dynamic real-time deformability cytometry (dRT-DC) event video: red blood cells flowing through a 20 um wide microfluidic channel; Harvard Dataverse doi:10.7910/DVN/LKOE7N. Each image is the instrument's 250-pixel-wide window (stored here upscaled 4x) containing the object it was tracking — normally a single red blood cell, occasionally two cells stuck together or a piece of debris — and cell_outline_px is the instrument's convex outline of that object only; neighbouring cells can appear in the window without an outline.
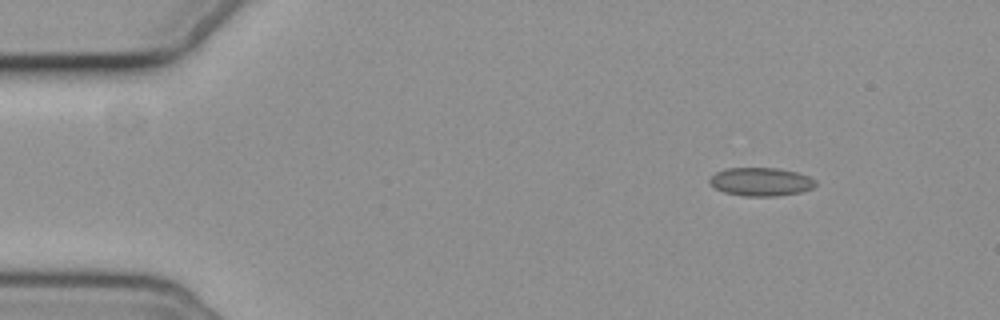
{"species": "common noctule bat (a hibernating species)", "species_latin": "Nyctalus noctula", "temperature_condition": "cold", "stored_images_in_passage": 10, "camera_frame_rate_fps": 3000, "um_per_image_px": 0.085, "animal": {"sex": "female", "body_mass_g": 19.3, "forearm_length_mm": 54.1}, "frame": {"image": 1, "passage_image": 1, "time_ms": 0.0, "image_size_px": [1000, 320], "cell_outline_px": [[816, 184], [812, 188], [804, 192], [776, 196], [744, 196], [724, 192], [716, 188], [708, 180], [716, 172], [724, 168], [780, 168], [796, 172], [808, 176], [816, 180]], "centroid_in_image_um": [64.7, 15.45], "position_along_channel_um": 20.3, "area_um2": 17.57}}
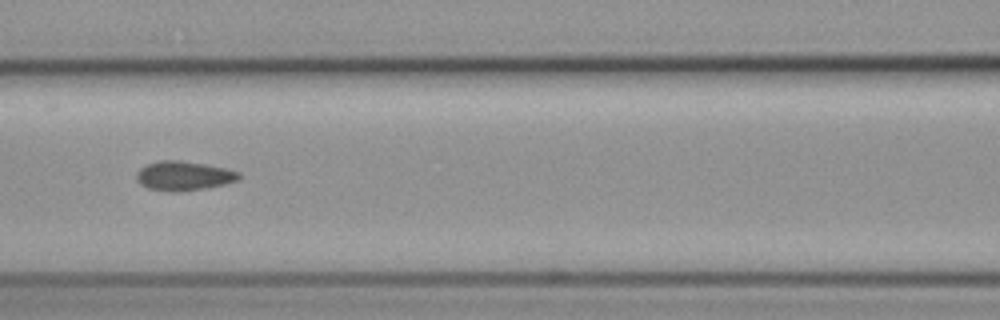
{"frame": {"image": 2, "passage_image": 6, "time_ms": 6.0, "image_size_px": [1000, 320], "cell_outline_px": [[240, 180], [208, 188], [180, 192], [172, 192], [148, 188], [140, 184], [136, 180], [136, 172], [140, 168], [148, 164], [160, 160], [180, 160], [208, 164], [228, 168], [240, 172]], "centroid_in_image_um": [15.65, 14.94], "position_along_channel_um": 151.0, "area_um2": 17.86}}
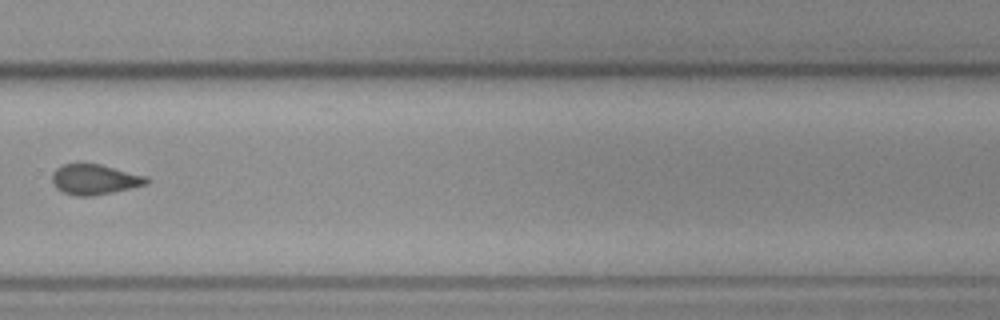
{"frame": {"image": 3, "passage_image": 10, "time_ms": 10.667, "image_size_px": [1000, 320], "cell_outline_px": [[152, 180], [148, 184], [112, 192], [92, 196], [76, 196], [64, 192], [56, 188], [52, 180], [52, 172], [60, 164], [100, 164], [148, 176]], "centroid_in_image_um": [8.07, 15.24], "position_along_channel_um": 321.7, "area_um2": 16.76}}